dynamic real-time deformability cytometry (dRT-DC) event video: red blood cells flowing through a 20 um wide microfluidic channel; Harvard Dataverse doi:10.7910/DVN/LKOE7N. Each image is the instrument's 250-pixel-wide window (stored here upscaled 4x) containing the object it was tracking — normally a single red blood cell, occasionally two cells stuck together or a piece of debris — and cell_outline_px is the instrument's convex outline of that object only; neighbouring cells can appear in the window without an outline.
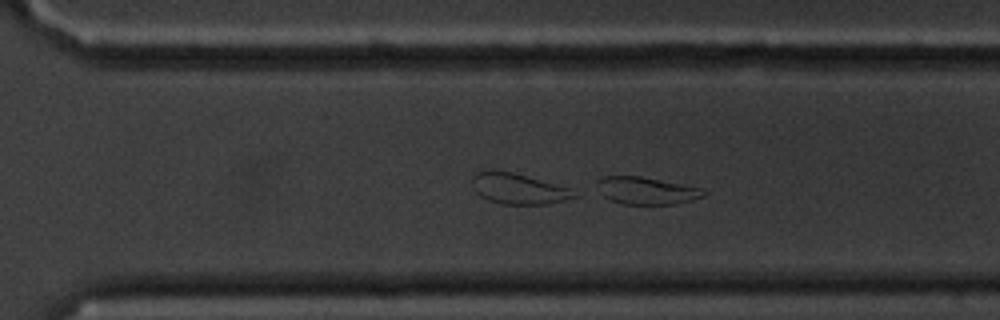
{"species": "common noctule bat (a hibernating species)", "species_latin": "Nyctalus noctula", "temperature_condition": "cold", "stored_images_in_passage": 59, "camera_frame_rate_fps": 3000, "um_per_image_px": 0.085, "animal": {"sex": "male", "body_mass_g": 20.1, "forearm_length_mm": 53.5}, "frame": {"image": 1, "passage_image": 41, "time_ms": 13.333, "image_size_px": [1000, 320], "cell_outline_px": [[708, 192], [704, 196], [676, 204], [624, 204], [612, 200], [604, 196], [600, 192], [596, 180], [604, 176], [640, 176], [700, 188]], "centroid_in_image_um": [54.94, 16.2], "position_along_channel_um": 315.7, "area_um2": 16.7}}